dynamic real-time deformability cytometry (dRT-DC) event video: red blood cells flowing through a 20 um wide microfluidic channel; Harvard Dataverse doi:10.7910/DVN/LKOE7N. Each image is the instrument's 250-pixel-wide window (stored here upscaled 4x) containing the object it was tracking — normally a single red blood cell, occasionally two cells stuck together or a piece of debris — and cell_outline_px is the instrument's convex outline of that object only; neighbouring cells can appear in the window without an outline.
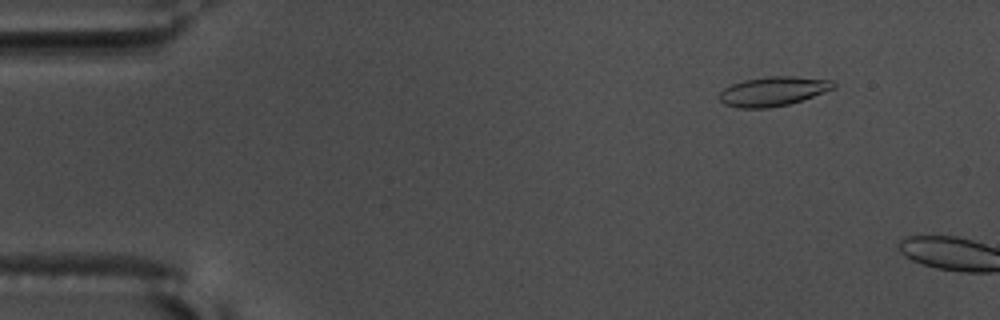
{"species": "common noctule bat (a hibernating species)", "species_latin": "Nyctalus noctula", "temperature_condition": "warm", "stored_images_in_passage": 5, "camera_frame_rate_fps": 3000, "um_per_image_px": 0.085, "animal": {"sex": "male", "body_mass_g": 17.5, "forearm_length_mm": 52.3}, "frame": {"image": 1, "passage_image": 3, "time_ms": 0.667, "image_size_px": [1000, 320], "cell_outline_px": [[836, 84], [832, 88], [812, 96], [788, 104], [768, 108], [736, 108], [724, 104], [720, 100], [720, 92], [724, 88], [732, 84], [744, 80], [768, 76], [796, 76], [832, 80]], "centroid_in_image_um": [65.67, 7.75], "position_along_channel_um": 19.3, "area_um2": 19.31}}